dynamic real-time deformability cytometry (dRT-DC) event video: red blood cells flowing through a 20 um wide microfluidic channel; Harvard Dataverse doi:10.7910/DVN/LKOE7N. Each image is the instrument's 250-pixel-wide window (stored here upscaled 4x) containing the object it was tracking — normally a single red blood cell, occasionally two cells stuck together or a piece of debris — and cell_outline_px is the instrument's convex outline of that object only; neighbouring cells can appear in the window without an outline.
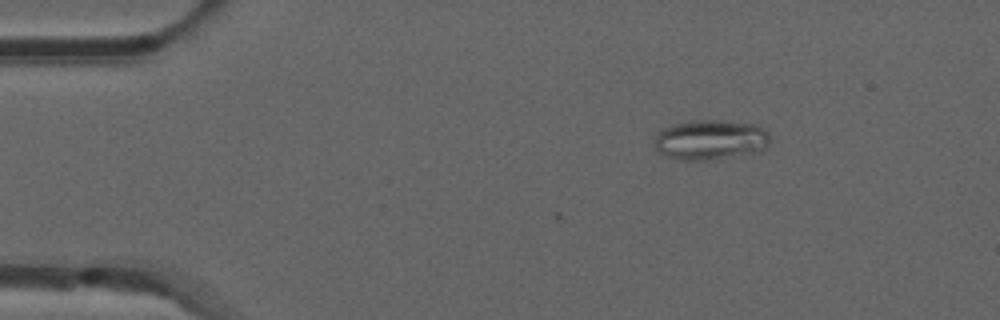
{"species": "common noctule bat (a hibernating species)", "species_latin": "Nyctalus noctula", "temperature_condition": "room temperature", "stored_images_in_passage": 2, "camera_frame_rate_fps": 3000, "um_per_image_px": 0.085, "animal": {"sex": "male", "forearm_length_mm": 52.5}, "frame": {"image": 1, "passage_image": 2, "time_ms": 0.333, "image_size_px": [1000, 320], "cell_outline_px": [[768, 144], [760, 152], [700, 160], [680, 160], [668, 156], [660, 152], [652, 144], [656, 136], [664, 128], [672, 124], [688, 120], [720, 120], [756, 124], [764, 128], [768, 132]], "centroid_in_image_um": [60.38, 11.86], "position_along_channel_um": 24.6, "area_um2": 26.88}}